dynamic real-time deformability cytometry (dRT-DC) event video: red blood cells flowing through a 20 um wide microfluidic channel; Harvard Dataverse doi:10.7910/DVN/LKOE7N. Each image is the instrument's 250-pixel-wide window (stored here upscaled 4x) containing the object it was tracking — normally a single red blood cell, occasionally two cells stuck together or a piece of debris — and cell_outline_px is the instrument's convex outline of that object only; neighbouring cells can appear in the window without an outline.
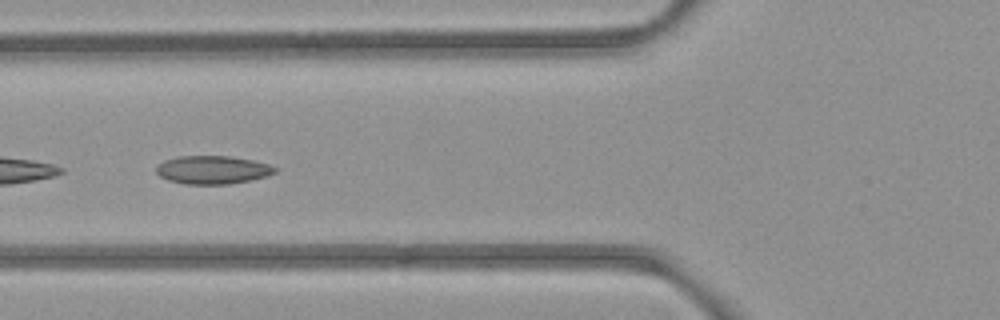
{"species": "common noctule bat (a hibernating species)", "species_latin": "Nyctalus noctula", "temperature_condition": "room temperature", "stored_images_in_passage": 7, "camera_frame_rate_fps": 3000, "um_per_image_px": 0.085, "animal": {"sex": "female", "body_mass_g": 21.9}, "frame": {"image": 1, "passage_image": 5, "time_ms": 5.333, "image_size_px": [1000, 320], "cell_outline_px": [[280, 168], [276, 172], [252, 180], [228, 184], [184, 184], [168, 180], [160, 176], [156, 172], [156, 168], [164, 160], [176, 156], [228, 156], [252, 160], [268, 164]], "centroid_in_image_um": [18.07, 14.43], "position_along_channel_um": 107.7, "area_um2": 19.54}}
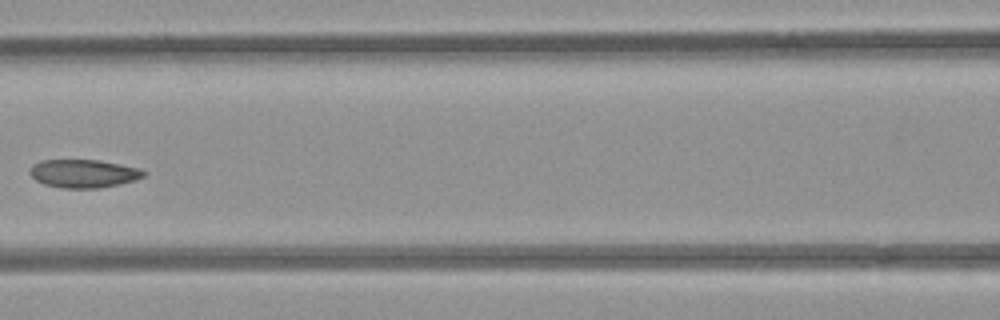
{"frame": {"image": 2, "passage_image": 6, "time_ms": 6.667, "image_size_px": [1000, 320], "cell_outline_px": [[144, 176], [136, 180], [120, 184], [100, 188], [64, 188], [44, 184], [36, 180], [28, 172], [32, 164], [40, 160], [100, 160], [140, 168], [144, 172]], "centroid_in_image_um": [7.09, 14.75], "position_along_channel_um": 159.5, "area_um2": 18.79}}
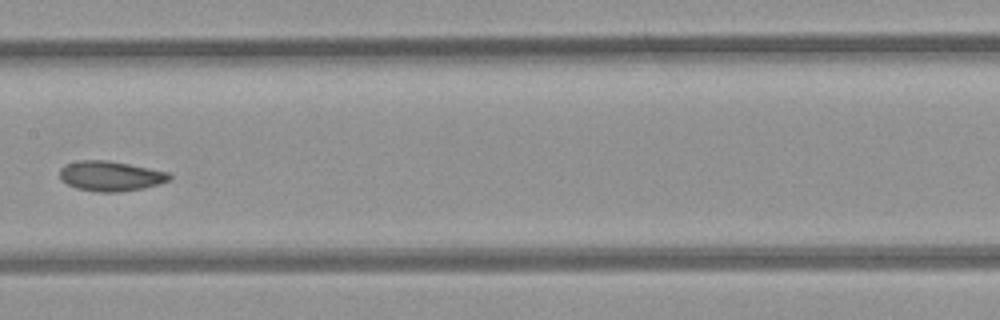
{"frame": {"image": 3, "passage_image": 7, "time_ms": 7.667, "image_size_px": [1000, 320], "cell_outline_px": [[172, 176], [168, 180], [160, 184], [144, 188], [116, 192], [96, 192], [76, 188], [60, 180], [60, 168], [64, 164], [80, 160], [104, 160], [128, 164], [168, 172]], "centroid_in_image_um": [9.36, 14.97], "position_along_channel_um": 198.0, "area_um2": 19.13}}